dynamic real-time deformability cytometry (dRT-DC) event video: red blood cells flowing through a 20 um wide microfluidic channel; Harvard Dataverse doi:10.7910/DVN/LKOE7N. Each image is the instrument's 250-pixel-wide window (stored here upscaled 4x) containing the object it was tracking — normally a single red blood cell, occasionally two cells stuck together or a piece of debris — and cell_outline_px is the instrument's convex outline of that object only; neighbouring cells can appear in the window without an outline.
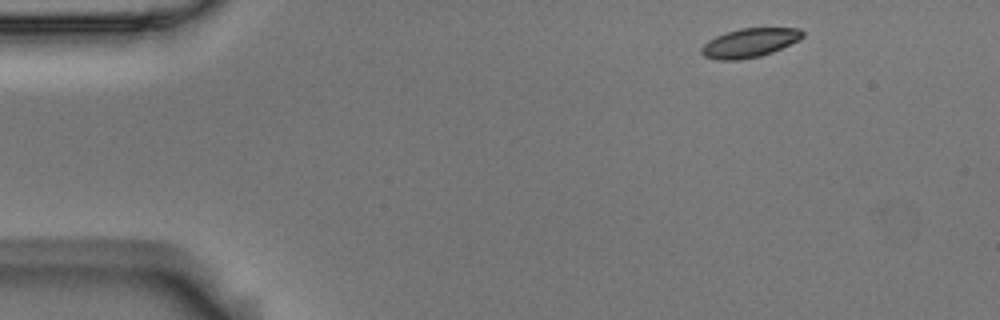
{"species": "Egyptian fruit bat (a non-hibernating species)", "species_latin": "Rousettus aegyptiacus", "temperature_condition": "room temperature", "stored_images_in_passage": 5, "camera_frame_rate_fps": 3000, "um_per_image_px": 0.085, "animal": {"sex": "male"}, "frame": {"image": 1, "passage_image": 1, "time_ms": 0.0, "image_size_px": [1000, 320], "cell_outline_px": [[804, 36], [772, 52], [760, 56], [740, 60], [716, 60], [704, 56], [700, 52], [700, 48], [708, 40], [716, 36], [740, 28], [800, 28], [804, 32]], "centroid_in_image_um": [63.67, 3.64], "position_along_channel_um": 21.3, "area_um2": 16.94}}
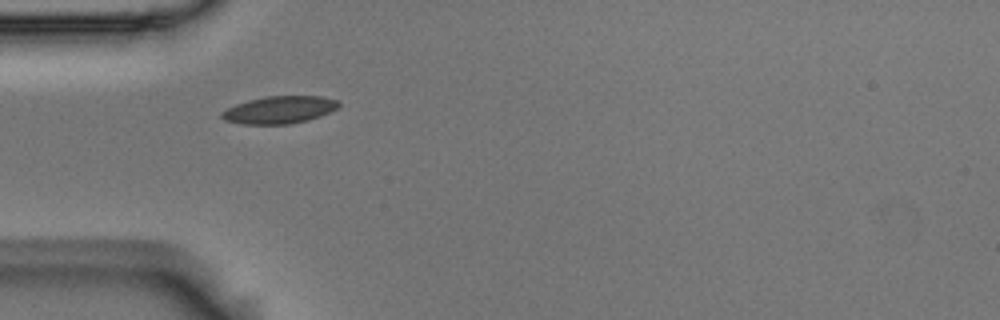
{"frame": {"image": 2, "passage_image": 4, "time_ms": 1.0, "image_size_px": [1000, 320], "cell_outline_px": [[340, 104], [336, 108], [328, 112], [308, 120], [288, 124], [244, 124], [224, 120], [220, 116], [220, 112], [236, 104], [248, 100], [268, 96], [320, 96], [336, 100]], "centroid_in_image_um": [23.7, 9.33], "position_along_channel_um": 61.3, "area_um2": 18.44}}
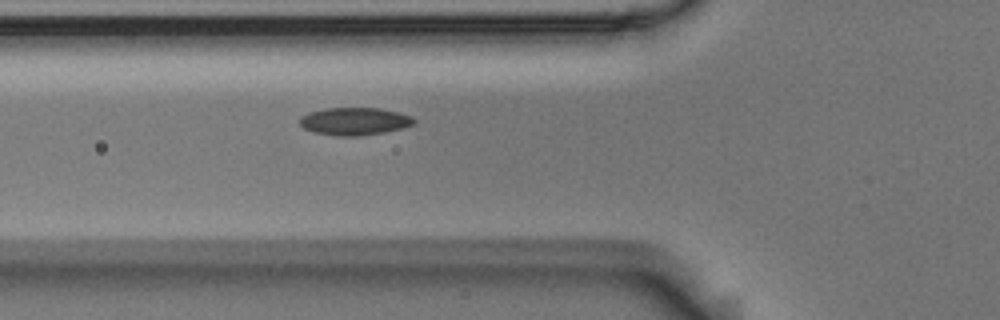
{"frame": {"image": 3, "passage_image": 5, "time_ms": 1.333, "image_size_px": [1000, 320], "cell_outline_px": [[416, 124], [404, 128], [384, 132], [360, 136], [336, 136], [316, 132], [304, 128], [300, 124], [300, 116], [308, 112], [324, 108], [380, 108], [400, 112], [412, 116], [416, 120]], "centroid_in_image_um": [30.18, 10.3], "position_along_channel_um": 95.6, "area_um2": 18.61}}